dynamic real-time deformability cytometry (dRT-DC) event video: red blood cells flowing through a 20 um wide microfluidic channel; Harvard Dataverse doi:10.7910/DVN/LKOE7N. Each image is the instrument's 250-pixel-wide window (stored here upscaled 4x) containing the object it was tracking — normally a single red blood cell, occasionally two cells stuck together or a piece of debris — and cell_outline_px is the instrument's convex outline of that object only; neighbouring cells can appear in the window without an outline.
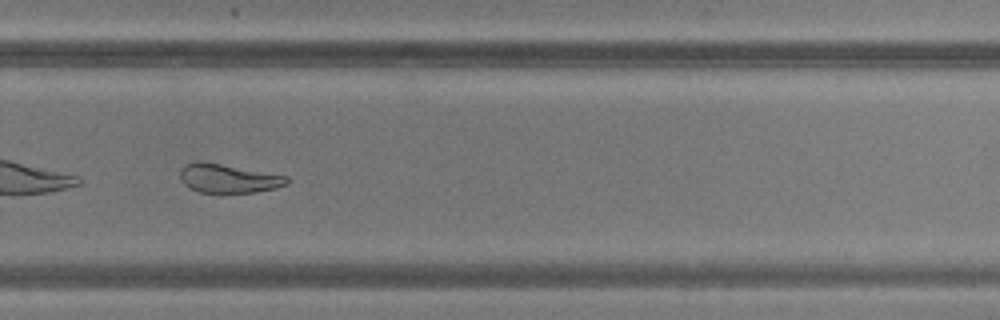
{"species": "common noctule bat (a hibernating species)", "species_latin": "Nyctalus noctula", "temperature_condition": "warm", "stored_images_in_passage": 46, "camera_frame_rate_fps": 3000, "um_per_image_px": 0.085, "animal": {"sex": "male", "body_mass_g": 20.5, "forearm_length_mm": 52.5}, "frame": {"image": 1, "passage_image": 33, "time_ms": 10.667, "image_size_px": [1000, 320], "cell_outline_px": [[288, 184], [276, 188], [252, 192], [200, 192], [188, 188], [180, 180], [180, 168], [184, 164], [192, 160], [204, 160], [288, 176]], "centroid_in_image_um": [19.34, 15.13], "position_along_channel_um": 310.5, "area_um2": 18.32}}